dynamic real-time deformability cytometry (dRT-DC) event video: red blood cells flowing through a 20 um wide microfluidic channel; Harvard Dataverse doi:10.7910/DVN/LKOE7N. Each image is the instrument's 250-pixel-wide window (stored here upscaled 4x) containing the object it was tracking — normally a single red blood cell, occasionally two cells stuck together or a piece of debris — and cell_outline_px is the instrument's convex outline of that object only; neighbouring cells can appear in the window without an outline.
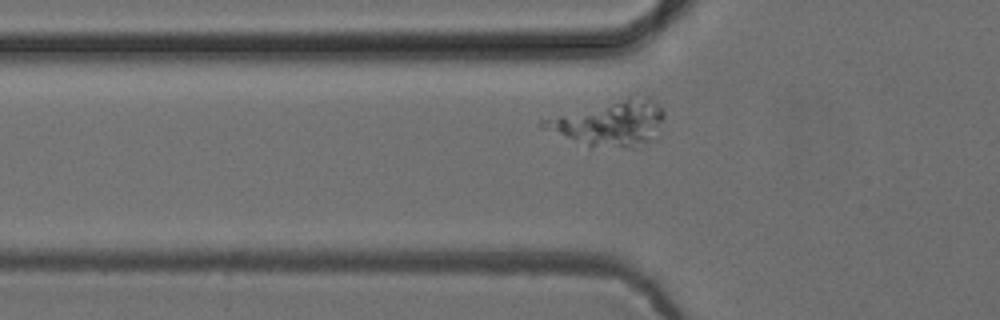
{"species": "common noctule bat (a hibernating species)", "species_latin": "Nyctalus noctula", "temperature_condition": "cold", "stored_images_in_passage": 42, "camera_frame_rate_fps": 3000, "um_per_image_px": 0.085, "animal": {"sex": "female", "body_mass_g": 24.6, "forearm_length_mm": 56.2}, "frame": {"image": 1, "passage_image": 7, "time_ms": 2.0, "image_size_px": [1000, 320], "cell_outline_px": [[664, 116], [648, 140], [632, 148], [592, 148], [540, 128], [536, 124], [540, 120], [628, 96], [652, 100], [664, 112]], "centroid_in_image_um": [51.71, 10.5], "position_along_channel_um": 74.1, "area_um2": 31.33}}
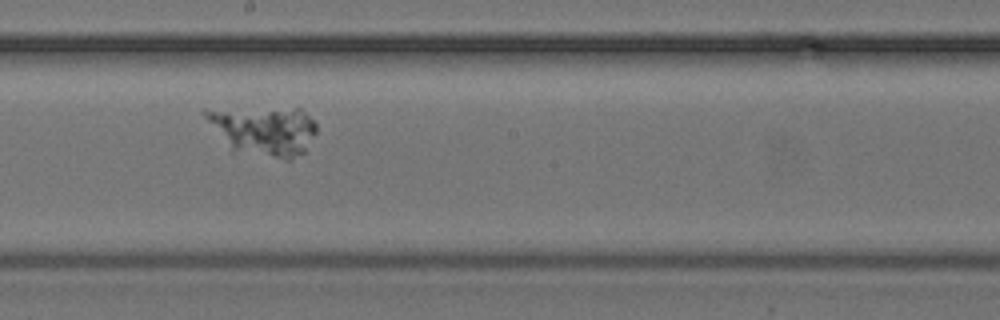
{"frame": {"image": 2, "passage_image": 19, "time_ms": 6.0, "image_size_px": [1000, 320], "cell_outline_px": [[316, 132], [304, 152], [292, 160], [284, 160], [232, 152], [200, 112], [200, 108], [300, 108], [316, 124]], "centroid_in_image_um": [22.35, 11.1], "position_along_channel_um": 225.8, "area_um2": 32.77}}
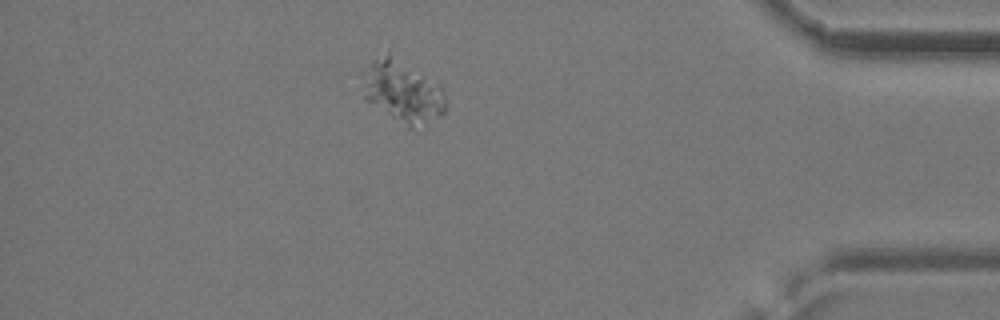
{"frame": {"image": 3, "passage_image": 36, "time_ms": 11.667, "image_size_px": [1000, 320], "cell_outline_px": [[444, 112], [428, 128], [408, 128], [364, 100], [364, 96], [372, 60], [388, 52], [440, 84], [444, 96]], "centroid_in_image_um": [34.32, 7.87], "position_along_channel_um": 400.9, "area_um2": 29.48}}